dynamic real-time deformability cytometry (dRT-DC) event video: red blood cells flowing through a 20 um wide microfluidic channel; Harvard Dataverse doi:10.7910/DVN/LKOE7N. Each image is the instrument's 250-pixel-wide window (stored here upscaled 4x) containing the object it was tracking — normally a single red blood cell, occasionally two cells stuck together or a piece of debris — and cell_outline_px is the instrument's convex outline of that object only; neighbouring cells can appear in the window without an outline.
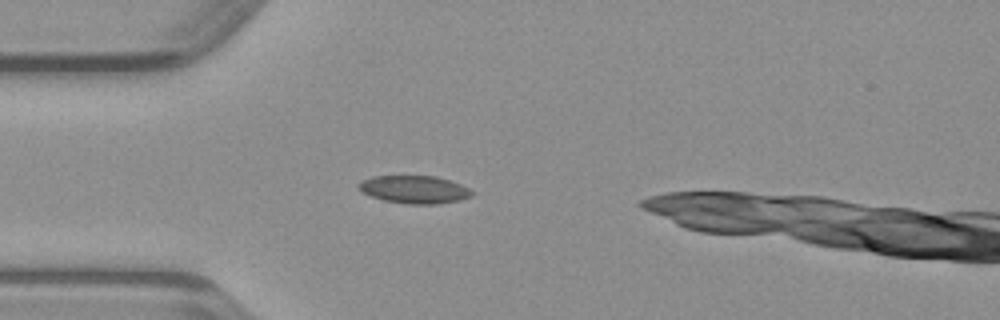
{"species": "common noctule bat (a hibernating species)", "species_latin": "Nyctalus noctula", "temperature_condition": "warm", "stored_images_in_passage": 36, "camera_frame_rate_fps": 3000, "um_per_image_px": 0.085, "animal": {"sex": "male", "body_mass_g": 23.1, "forearm_length_mm": 52.7}, "frame": {"image": 1, "passage_image": 7, "time_ms": 2.0, "image_size_px": [1000, 320], "cell_outline_px": [[472, 196], [460, 200], [436, 204], [408, 204], [384, 200], [372, 196], [356, 188], [356, 184], [372, 176], [436, 176], [460, 184], [468, 188], [472, 192]], "centroid_in_image_um": [35.2, 16.1], "position_along_channel_um": 49.8, "area_um2": 18.21}}
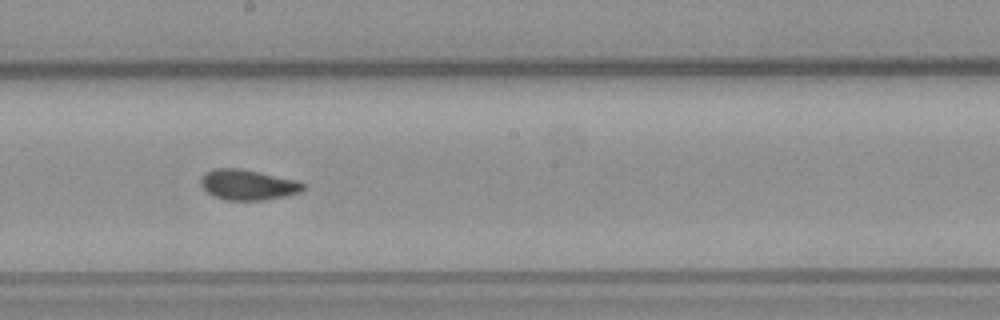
{"frame": {"image": 2, "passage_image": 20, "time_ms": 6.333, "image_size_px": [1000, 320], "cell_outline_px": [[304, 188], [300, 192], [284, 196], [264, 200], [224, 200], [208, 192], [200, 184], [200, 180], [204, 172], [216, 168], [236, 168], [296, 180], [304, 184]], "centroid_in_image_um": [21.03, 15.71], "position_along_channel_um": 227.2, "area_um2": 17.8}}
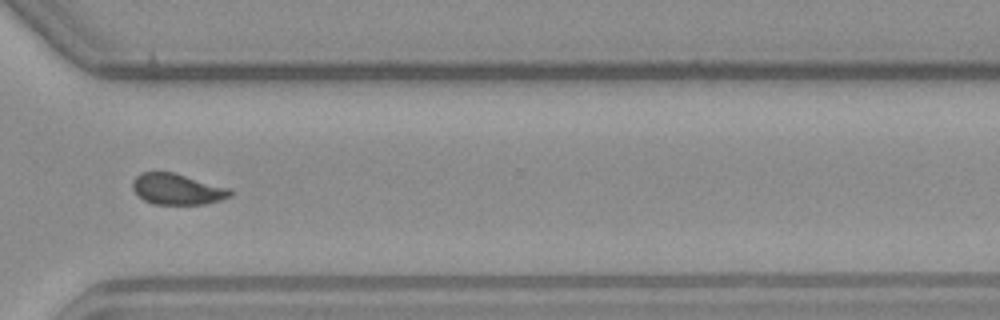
{"frame": {"image": 3, "passage_image": 29, "time_ms": 9.333, "image_size_px": [1000, 320], "cell_outline_px": [[232, 196], [220, 200], [204, 204], [156, 204], [144, 200], [132, 188], [132, 180], [140, 172], [172, 172], [228, 188], [232, 192]], "centroid_in_image_um": [15.04, 16.08], "position_along_channel_um": 355.6, "area_um2": 17.34}}